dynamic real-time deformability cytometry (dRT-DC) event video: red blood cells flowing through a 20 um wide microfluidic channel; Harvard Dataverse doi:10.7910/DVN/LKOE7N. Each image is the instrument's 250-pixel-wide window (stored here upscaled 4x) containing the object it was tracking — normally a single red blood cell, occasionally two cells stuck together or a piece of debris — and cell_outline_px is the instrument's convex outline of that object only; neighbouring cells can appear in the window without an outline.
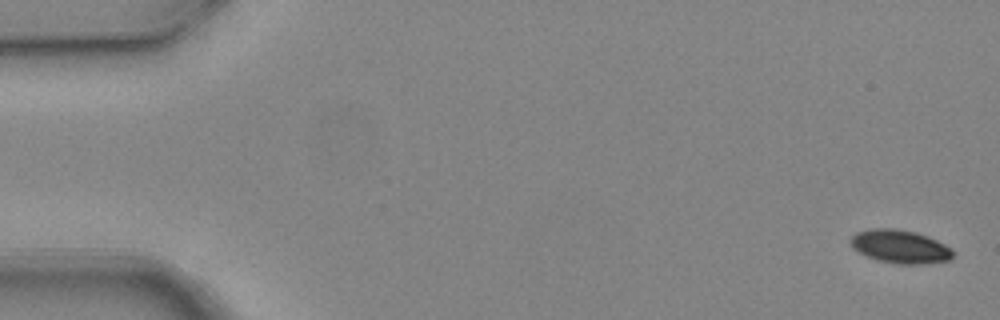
{"species": "common noctule bat (a hibernating species)", "species_latin": "Nyctalus noctula", "temperature_condition": "warm", "stored_images_in_passage": 4, "camera_frame_rate_fps": 3000, "um_per_image_px": 0.085, "animal": {"sex": "female", "body_mass_g": 24.6, "forearm_length_mm": 56.2}, "frame": {"image": 1, "passage_image": 1, "time_ms": 0.0, "image_size_px": [1000, 320], "cell_outline_px": [[952, 256], [948, 260], [920, 264], [896, 264], [880, 260], [868, 256], [852, 248], [848, 240], [856, 232], [872, 228], [896, 228], [916, 232], [928, 236], [952, 248]], "centroid_in_image_um": [76.48, 20.94], "position_along_channel_um": 8.5, "area_um2": 19.83}}